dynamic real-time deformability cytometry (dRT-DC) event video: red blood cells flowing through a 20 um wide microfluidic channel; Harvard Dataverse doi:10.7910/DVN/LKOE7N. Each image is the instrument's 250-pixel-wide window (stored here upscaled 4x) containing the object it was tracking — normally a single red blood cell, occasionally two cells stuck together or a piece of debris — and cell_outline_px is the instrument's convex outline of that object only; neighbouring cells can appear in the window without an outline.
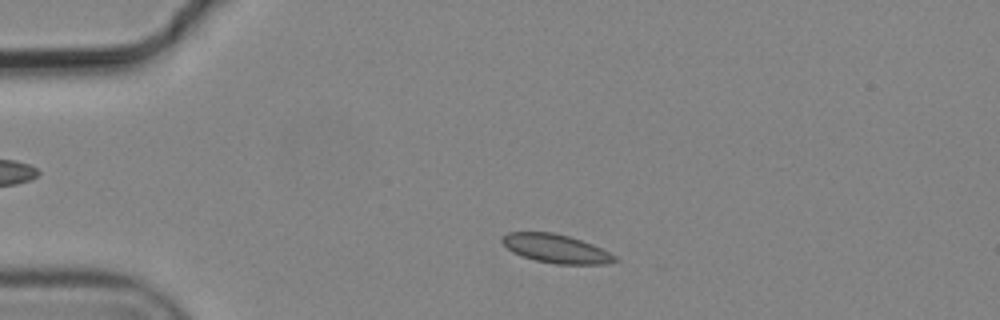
{"species": "common noctule bat (a hibernating species)", "species_latin": "Nyctalus noctula", "temperature_condition": "cold", "stored_images_in_passage": 3, "camera_frame_rate_fps": 3000, "um_per_image_px": 0.085, "animal": {"sex": "male", "body_mass_g": 19.2, "forearm_length_mm": 51.8}, "frame": {"image": 1, "passage_image": 2, "time_ms": 0.333, "image_size_px": [1000, 320], "cell_outline_px": [[620, 260], [608, 264], [556, 264], [536, 260], [520, 256], [512, 252], [500, 240], [500, 236], [508, 232], [552, 232], [568, 236], [592, 244], [616, 256]], "centroid_in_image_um": [47.24, 21.13], "position_along_channel_um": 37.8, "area_um2": 18.84}}